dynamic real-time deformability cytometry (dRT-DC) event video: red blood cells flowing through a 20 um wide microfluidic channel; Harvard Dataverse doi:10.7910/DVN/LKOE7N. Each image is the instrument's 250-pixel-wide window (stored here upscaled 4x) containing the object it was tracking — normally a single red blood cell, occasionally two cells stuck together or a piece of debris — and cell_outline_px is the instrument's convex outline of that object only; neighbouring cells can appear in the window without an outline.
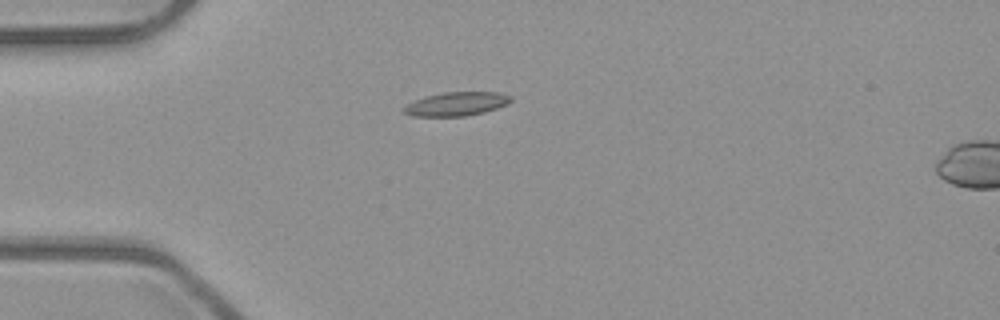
{"species": "common noctule bat (a hibernating species)", "species_latin": "Nyctalus noctula", "temperature_condition": "room temperature", "stored_images_in_passage": 4, "camera_frame_rate_fps": 3000, "um_per_image_px": 0.085, "animal": {"sex": "male", "body_mass_g": 23.1, "forearm_length_mm": 52.7}, "frame": {"image": 1, "passage_image": 1, "time_ms": 0.0, "image_size_px": [1000, 320], "cell_outline_px": [[512, 100], [508, 104], [484, 112], [464, 116], [412, 116], [404, 112], [404, 108], [408, 104], [416, 100], [428, 96], [444, 92], [500, 92], [512, 96]], "centroid_in_image_um": [38.86, 8.83], "position_along_channel_um": 46.1, "area_um2": 14.62}}